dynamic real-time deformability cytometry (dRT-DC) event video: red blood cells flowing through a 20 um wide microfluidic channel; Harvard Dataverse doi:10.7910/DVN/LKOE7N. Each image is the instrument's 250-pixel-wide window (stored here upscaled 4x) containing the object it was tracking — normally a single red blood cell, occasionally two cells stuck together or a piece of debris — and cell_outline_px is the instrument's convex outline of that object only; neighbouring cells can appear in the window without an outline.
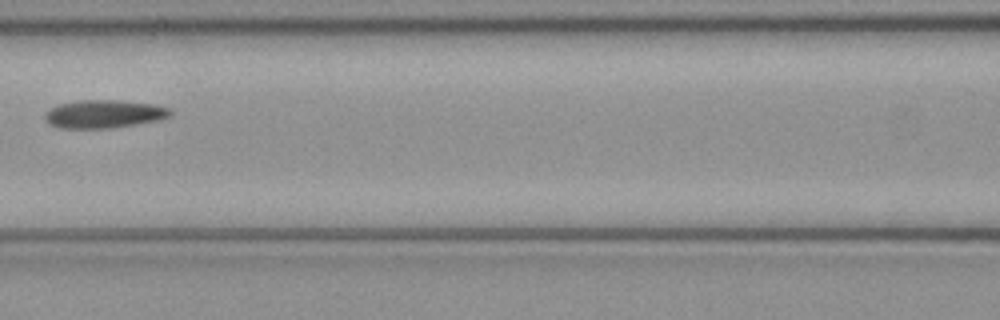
{"species": "common noctule bat (a hibernating species)", "species_latin": "Nyctalus noctula", "temperature_condition": "cold", "stored_images_in_passage": 6, "camera_frame_rate_fps": 3000, "um_per_image_px": 0.085, "animal": {"sex": "female", "body_mass_g": 21.9}, "frame": {"image": 1, "passage_image": 6, "time_ms": 1.667, "image_size_px": [1000, 320], "cell_outline_px": [[172, 112], [168, 116], [160, 120], [112, 128], [60, 128], [48, 124], [44, 120], [44, 116], [52, 108], [60, 104], [80, 100], [116, 100], [152, 104], [168, 108]], "centroid_in_image_um": [8.82, 9.7], "position_along_channel_um": 157.8, "area_um2": 20.35}}